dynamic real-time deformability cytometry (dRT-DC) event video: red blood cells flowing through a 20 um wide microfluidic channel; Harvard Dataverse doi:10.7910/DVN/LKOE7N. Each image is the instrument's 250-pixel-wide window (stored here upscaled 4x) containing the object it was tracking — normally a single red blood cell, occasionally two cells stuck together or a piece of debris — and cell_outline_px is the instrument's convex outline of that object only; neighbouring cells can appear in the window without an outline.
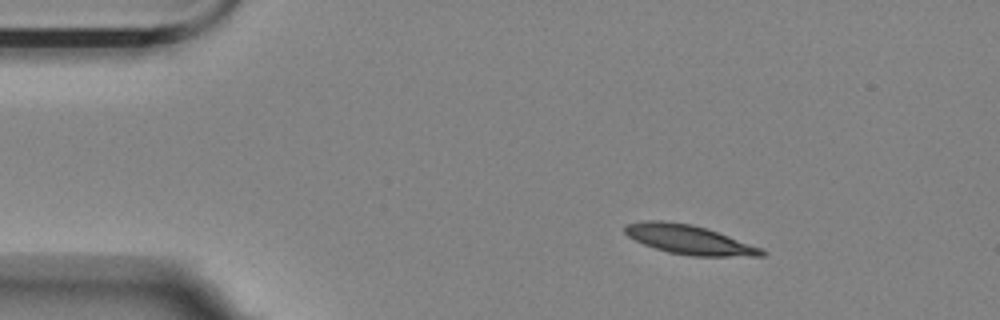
{"species": "Egyptian fruit bat (a non-hibernating species)", "species_latin": "Rousettus aegyptiacus", "temperature_condition": "room temperature", "stored_images_in_passage": 5, "camera_frame_rate_fps": 3000, "um_per_image_px": 0.085, "animal": {"sex": "female"}, "frame": {"image": 1, "passage_image": 1, "time_ms": 0.0, "image_size_px": [1000, 320], "cell_outline_px": [[768, 252], [764, 256], [692, 256], [668, 252], [644, 244], [628, 236], [624, 232], [624, 224], [648, 220], [664, 220], [692, 224], [728, 236], [760, 248]], "centroid_in_image_um": [58.53, 20.36], "position_along_channel_um": 26.5, "area_um2": 23.0}}
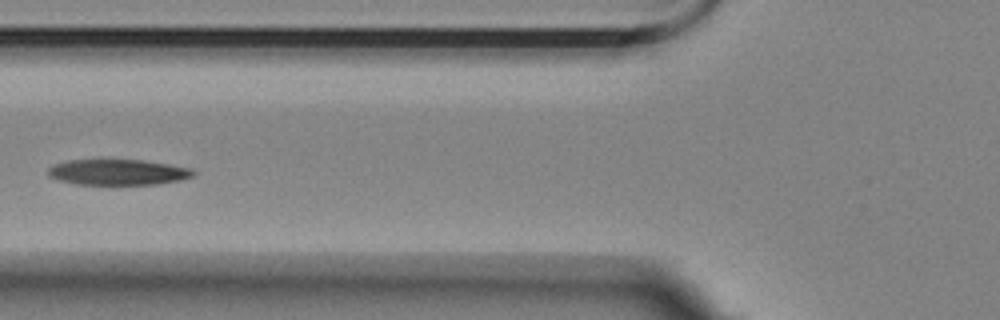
{"frame": {"image": 2, "passage_image": 4, "time_ms": 4.333, "image_size_px": [1000, 320], "cell_outline_px": [[196, 176], [180, 180], [156, 184], [76, 184], [56, 180], [48, 176], [48, 168], [56, 164], [68, 160], [140, 160], [168, 164], [192, 168], [196, 172]], "centroid_in_image_um": [10.04, 14.64], "position_along_channel_um": 115.8, "area_um2": 21.73}}
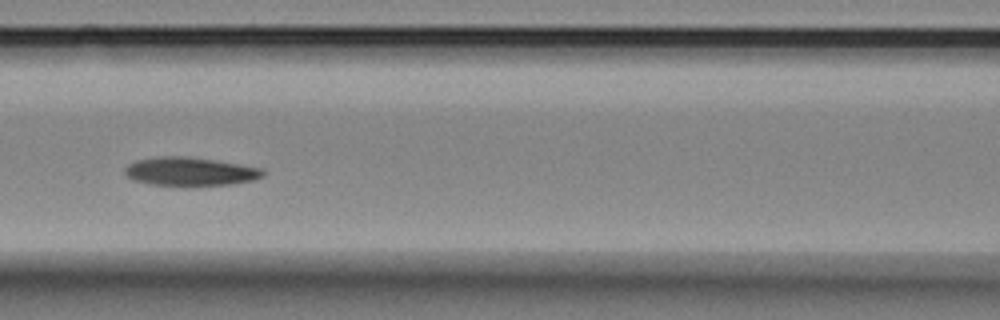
{"frame": {"image": 3, "passage_image": 5, "time_ms": 5.333, "image_size_px": [1000, 320], "cell_outline_px": [[264, 176], [256, 180], [232, 184], [148, 184], [132, 180], [124, 172], [124, 168], [128, 164], [136, 160], [160, 156], [188, 156], [240, 164], [264, 168]], "centroid_in_image_um": [16.17, 14.55], "position_along_channel_um": 150.4, "area_um2": 22.72}}